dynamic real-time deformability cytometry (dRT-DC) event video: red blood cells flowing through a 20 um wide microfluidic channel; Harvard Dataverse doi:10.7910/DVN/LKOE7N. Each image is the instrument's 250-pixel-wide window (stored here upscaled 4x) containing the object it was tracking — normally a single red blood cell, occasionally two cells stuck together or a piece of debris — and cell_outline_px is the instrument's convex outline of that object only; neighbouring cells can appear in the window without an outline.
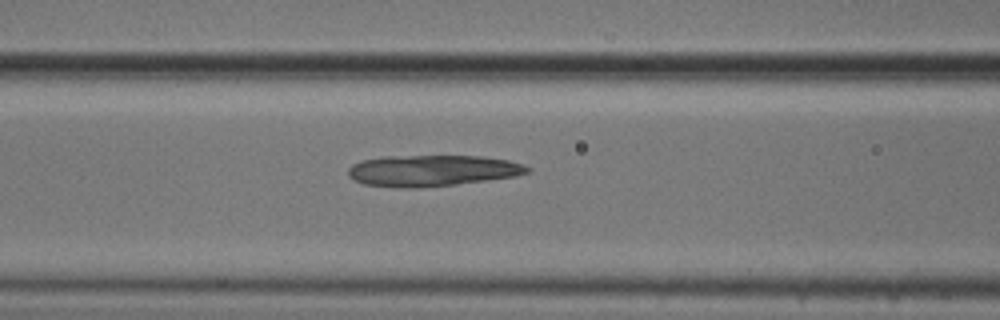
{"species": "common noctule bat (a hibernating species)", "species_latin": "Nyctalus noctula", "temperature_condition": "cold", "stored_images_in_passage": 38, "camera_frame_rate_fps": 3000, "um_per_image_px": 0.085, "animal": {"sex": "male", "body_mass_g": 20.5, "forearm_length_mm": 52.5}, "frame": {"image": 1, "passage_image": 6, "time_ms": 1.667, "image_size_px": [1000, 320], "cell_outline_px": [[532, 168], [528, 172], [516, 176], [456, 184], [420, 188], [404, 188], [364, 184], [348, 176], [348, 168], [352, 164], [364, 160], [384, 156], [484, 156], [508, 160], [524, 164]], "centroid_in_image_um": [36.76, 14.5], "position_along_channel_um": 129.8, "area_um2": 32.6}}
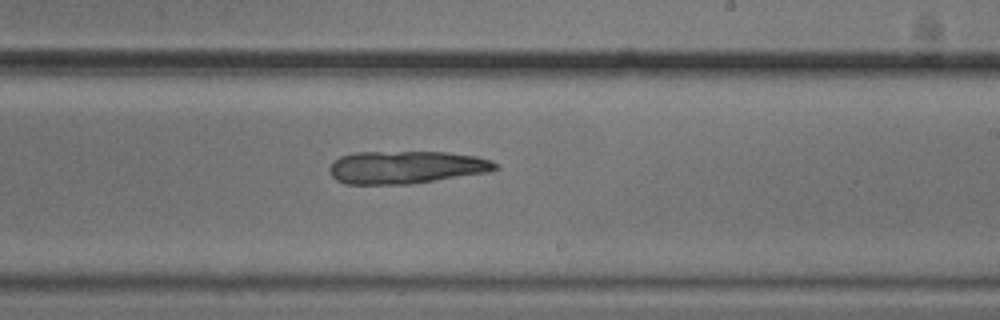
{"frame": {"image": 2, "passage_image": 16, "time_ms": 5.0, "image_size_px": [1000, 320], "cell_outline_px": [[500, 168], [488, 172], [408, 184], [344, 184], [336, 180], [332, 176], [328, 168], [332, 160], [340, 156], [352, 152], [448, 152], [476, 156], [492, 160], [500, 164]], "centroid_in_image_um": [34.5, 14.2], "position_along_channel_um": 254.5, "area_um2": 31.91}}
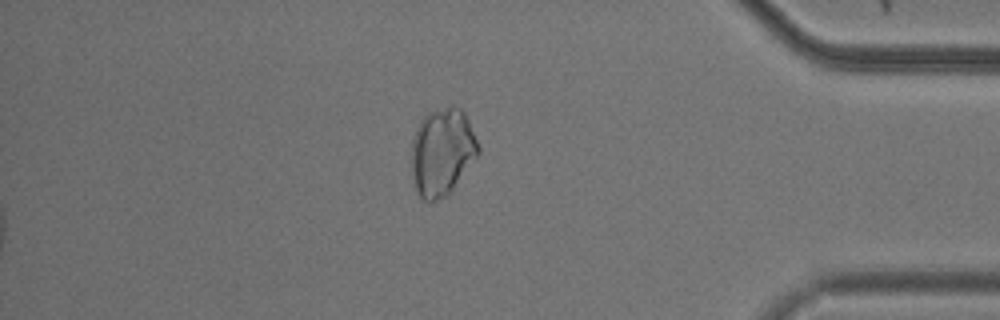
{"frame": {"image": 3, "passage_image": 30, "time_ms": 9.667, "image_size_px": [1000, 320], "cell_outline_px": [[480, 152], [452, 188], [444, 196], [436, 200], [424, 200], [416, 192], [412, 184], [412, 140], [416, 128], [420, 120], [428, 112], [452, 104], [460, 108], [464, 112], [468, 120], [480, 148]], "centroid_in_image_um": [37.56, 12.87], "position_along_channel_um": 397.6, "area_um2": 33.87}}